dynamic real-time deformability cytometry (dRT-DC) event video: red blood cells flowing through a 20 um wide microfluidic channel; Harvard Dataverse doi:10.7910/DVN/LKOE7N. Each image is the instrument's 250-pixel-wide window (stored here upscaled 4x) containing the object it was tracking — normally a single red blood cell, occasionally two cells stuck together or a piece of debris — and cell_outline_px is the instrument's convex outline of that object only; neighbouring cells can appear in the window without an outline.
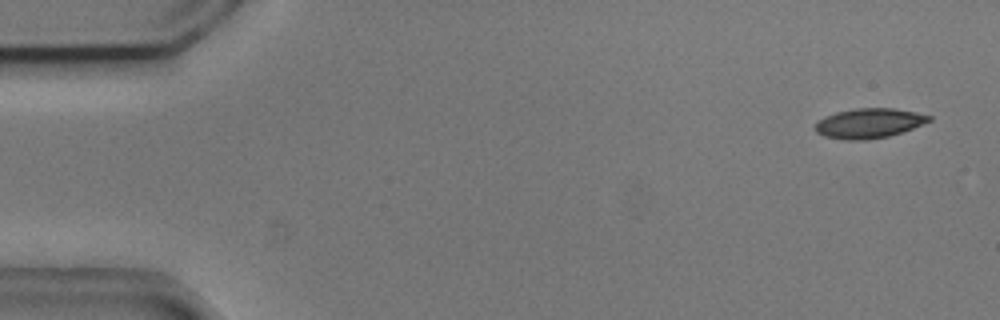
{"species": "common noctule bat (a hibernating species)", "species_latin": "Nyctalus noctula", "temperature_condition": "cold", "stored_images_in_passage": 5, "camera_frame_rate_fps": 3000, "um_per_image_px": 0.085, "animal": {"sex": "male", "body_mass_g": 20.5, "forearm_length_mm": 52.5}, "frame": {"image": 1, "passage_image": 1, "time_ms": 0.0, "image_size_px": [1000, 320], "cell_outline_px": [[932, 120], [912, 128], [888, 136], [864, 140], [844, 140], [824, 136], [816, 132], [816, 124], [824, 116], [836, 112], [856, 108], [892, 108], [916, 112], [932, 116]], "centroid_in_image_um": [73.86, 10.47], "position_along_channel_um": 11.1, "area_um2": 19.59}}
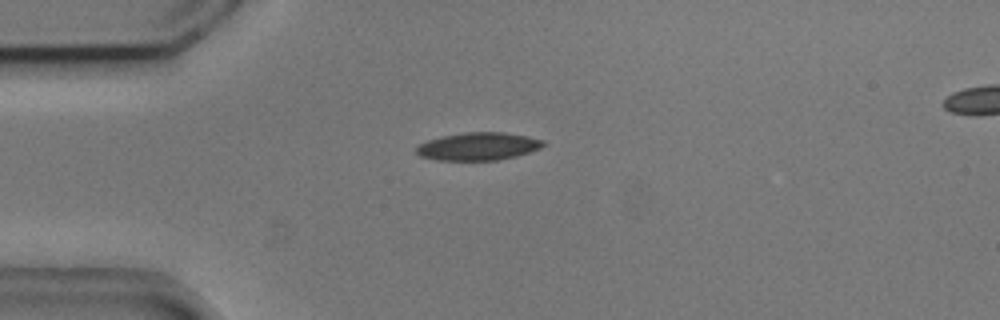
{"frame": {"image": 2, "passage_image": 4, "time_ms": 1.0, "image_size_px": [1000, 320], "cell_outline_px": [[548, 144], [540, 148], [516, 156], [496, 160], [436, 160], [420, 156], [416, 152], [416, 148], [420, 144], [428, 140], [444, 136], [464, 132], [504, 132], [528, 136], [544, 140]], "centroid_in_image_um": [40.68, 12.44], "position_along_channel_um": 44.3, "area_um2": 20.52}}